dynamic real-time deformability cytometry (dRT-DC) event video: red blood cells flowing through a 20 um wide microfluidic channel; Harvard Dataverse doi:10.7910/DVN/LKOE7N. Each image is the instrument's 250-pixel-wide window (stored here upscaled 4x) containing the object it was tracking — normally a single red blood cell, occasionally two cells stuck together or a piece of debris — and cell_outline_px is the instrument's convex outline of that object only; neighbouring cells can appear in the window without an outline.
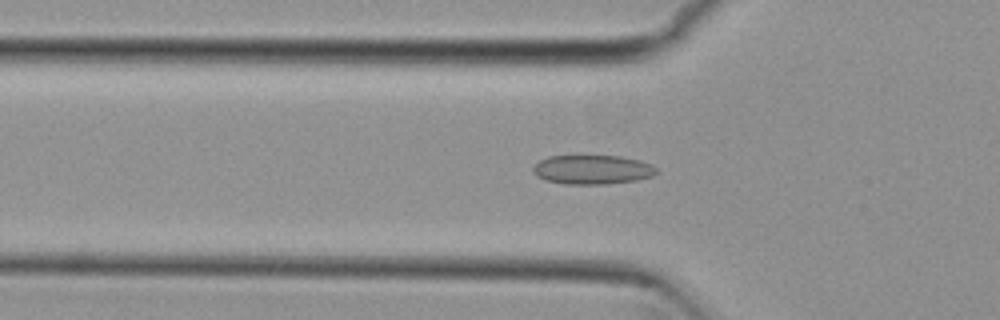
{"species": "common noctule bat (a hibernating species)", "species_latin": "Nyctalus noctula", "temperature_condition": "cold", "stored_images_in_passage": 45, "camera_frame_rate_fps": 3000, "um_per_image_px": 0.085, "animal": {"sex": "female", "body_mass_g": 29.2, "forearm_length_mm": 56.3}, "frame": {"image": 1, "passage_image": 9, "time_ms": 2.667, "image_size_px": [1000, 320], "cell_outline_px": [[656, 172], [652, 176], [636, 180], [604, 184], [564, 184], [548, 180], [536, 176], [532, 172], [532, 168], [540, 160], [548, 156], [620, 156], [640, 160], [652, 164], [656, 168]], "centroid_in_image_um": [50.34, 14.41], "position_along_channel_um": 75.5, "area_um2": 20.92}}
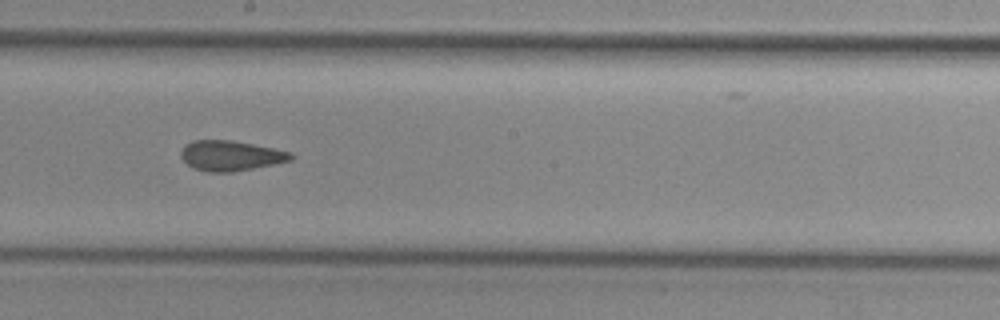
{"frame": {"image": 2, "passage_image": 21, "time_ms": 6.667, "image_size_px": [1000, 320], "cell_outline_px": [[296, 156], [292, 160], [232, 172], [208, 172], [192, 168], [180, 156], [180, 152], [184, 144], [192, 140], [232, 140], [292, 152]], "centroid_in_image_um": [19.58, 13.22], "position_along_channel_um": 228.6, "area_um2": 19.36}}
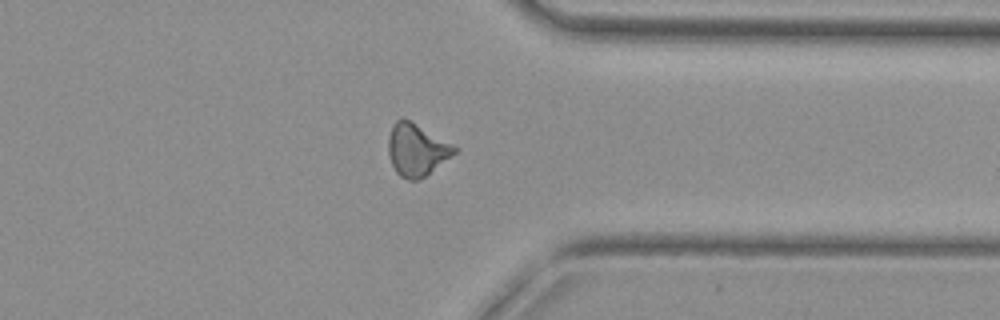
{"frame": {"image": 3, "passage_image": 33, "time_ms": 10.667, "image_size_px": [1000, 320], "cell_outline_px": [[456, 152], [424, 176], [416, 180], [408, 180], [400, 176], [396, 172], [388, 156], [388, 136], [392, 124], [396, 120], [412, 120], [452, 144], [456, 148]], "centroid_in_image_um": [35.37, 12.71], "position_along_channel_um": 376.0, "area_um2": 19.88}, "authors_computed_cell_mechanics": {"area_um2": 19.5942, "velocity_mm_per_s": 3.8126, "shape_relaxation_time_tau1_ms": null, "shape_relaxation_time_tau2_ms": 2.1504, "deformation_change_tau1": null, "deformation_change_tau2": 0.0976}}